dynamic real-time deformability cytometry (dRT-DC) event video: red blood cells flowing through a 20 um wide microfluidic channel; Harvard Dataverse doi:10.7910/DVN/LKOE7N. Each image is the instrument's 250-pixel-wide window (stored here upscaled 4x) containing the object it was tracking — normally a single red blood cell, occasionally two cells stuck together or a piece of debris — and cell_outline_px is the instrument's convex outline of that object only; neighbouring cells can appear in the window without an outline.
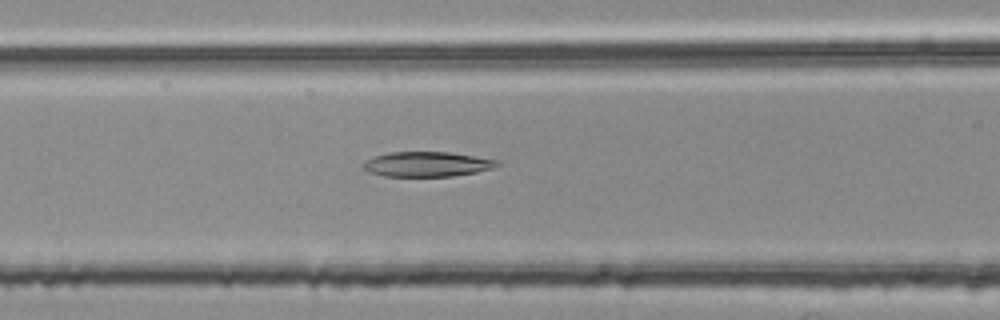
{"species": "common noctule bat (a hibernating species)", "species_latin": "Nyctalus noctula", "temperature_condition": "room temperature", "stored_images_in_passage": 45, "camera_frame_rate_fps": 3000, "um_per_image_px": 0.085, "animal": {"sex": "female", "body_mass_g": 25.1}, "frame": {"image": 1, "passage_image": 13, "time_ms": 4.0, "image_size_px": [1000, 320], "cell_outline_px": [[500, 164], [492, 168], [476, 172], [452, 176], [384, 176], [372, 172], [364, 168], [364, 164], [372, 156], [388, 152], [448, 152], [496, 160]], "centroid_in_image_um": [36.29, 13.95], "position_along_channel_um": 130.3, "area_um2": 19.07}}
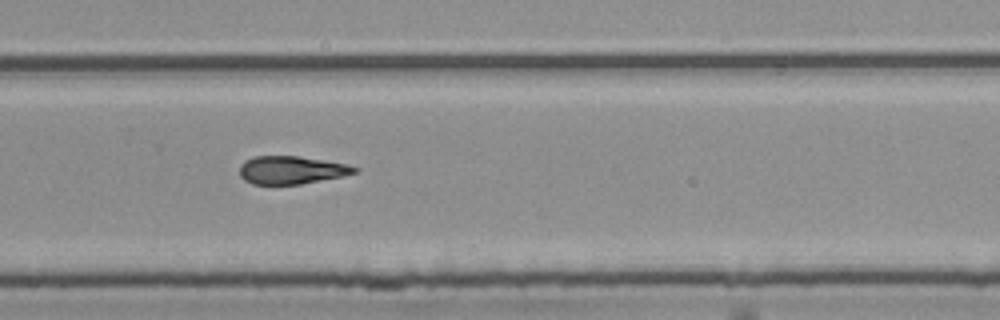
{"frame": {"image": 2, "passage_image": 27, "time_ms": 8.667, "image_size_px": [1000, 320], "cell_outline_px": [[360, 168], [356, 172], [344, 176], [300, 184], [252, 184], [244, 180], [240, 176], [240, 164], [244, 160], [252, 156], [296, 156], [348, 164]], "centroid_in_image_um": [24.75, 14.45], "position_along_channel_um": 305.0, "area_um2": 18.79}}
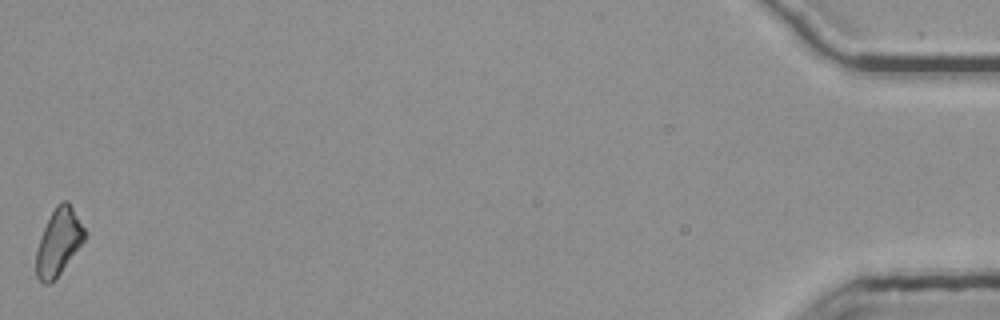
{"frame": {"image": 3, "passage_image": 45, "time_ms": 14.667, "image_size_px": [1000, 320], "cell_outline_px": [[88, 232], [84, 240], [60, 272], [48, 284], [44, 284], [36, 276], [36, 252], [44, 228], [56, 204], [60, 200], [68, 200]], "centroid_in_image_um": [5.0, 20.51], "position_along_channel_um": 430.2, "area_um2": 18.5}, "authors_computed_cell_mechanics": {"area_um2": 19.363, "velocity_mm_per_s": 3.7533, "shape_relaxation_time_tau1_ms": null, "shape_relaxation_time_tau2_ms": 5.917, "deformation_change_tau1": null, "deformation_change_tau2": 0.1781}}